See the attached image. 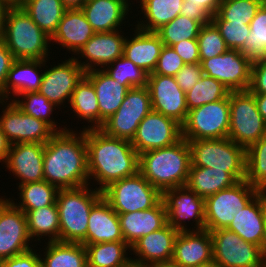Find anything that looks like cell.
Returning a JSON list of instances; mask_svg holds the SVG:
<instances>
[{"label":"cell","instance_id":"30","mask_svg":"<svg viewBox=\"0 0 266 267\" xmlns=\"http://www.w3.org/2000/svg\"><path fill=\"white\" fill-rule=\"evenodd\" d=\"M124 241L118 213L101 197L92 207L88 218L86 244Z\"/></svg>","mask_w":266,"mask_h":267},{"label":"cell","instance_id":"37","mask_svg":"<svg viewBox=\"0 0 266 267\" xmlns=\"http://www.w3.org/2000/svg\"><path fill=\"white\" fill-rule=\"evenodd\" d=\"M16 187L19 197L9 196L7 198L25 214L31 210L56 204L59 189L45 180L26 183Z\"/></svg>","mask_w":266,"mask_h":267},{"label":"cell","instance_id":"41","mask_svg":"<svg viewBox=\"0 0 266 267\" xmlns=\"http://www.w3.org/2000/svg\"><path fill=\"white\" fill-rule=\"evenodd\" d=\"M230 91L219 81L205 74L186 92L188 110L226 98Z\"/></svg>","mask_w":266,"mask_h":267},{"label":"cell","instance_id":"22","mask_svg":"<svg viewBox=\"0 0 266 267\" xmlns=\"http://www.w3.org/2000/svg\"><path fill=\"white\" fill-rule=\"evenodd\" d=\"M43 156L44 144L15 143L10 146L7 160L2 166L15 180L19 179L17 186L38 182L44 180Z\"/></svg>","mask_w":266,"mask_h":267},{"label":"cell","instance_id":"4","mask_svg":"<svg viewBox=\"0 0 266 267\" xmlns=\"http://www.w3.org/2000/svg\"><path fill=\"white\" fill-rule=\"evenodd\" d=\"M2 40L15 60H47L52 54L51 37L32 21L20 5L9 6Z\"/></svg>","mask_w":266,"mask_h":267},{"label":"cell","instance_id":"3","mask_svg":"<svg viewBox=\"0 0 266 267\" xmlns=\"http://www.w3.org/2000/svg\"><path fill=\"white\" fill-rule=\"evenodd\" d=\"M191 150L186 139L173 145L139 154V173L161 193L186 186Z\"/></svg>","mask_w":266,"mask_h":267},{"label":"cell","instance_id":"38","mask_svg":"<svg viewBox=\"0 0 266 267\" xmlns=\"http://www.w3.org/2000/svg\"><path fill=\"white\" fill-rule=\"evenodd\" d=\"M20 6L49 37L56 32L67 10L61 0H23Z\"/></svg>","mask_w":266,"mask_h":267},{"label":"cell","instance_id":"35","mask_svg":"<svg viewBox=\"0 0 266 267\" xmlns=\"http://www.w3.org/2000/svg\"><path fill=\"white\" fill-rule=\"evenodd\" d=\"M235 183L237 181L226 171L190 166L186 186L205 199L220 190L232 187Z\"/></svg>","mask_w":266,"mask_h":267},{"label":"cell","instance_id":"17","mask_svg":"<svg viewBox=\"0 0 266 267\" xmlns=\"http://www.w3.org/2000/svg\"><path fill=\"white\" fill-rule=\"evenodd\" d=\"M32 243L26 214L6 197L0 203V259L24 253L36 246Z\"/></svg>","mask_w":266,"mask_h":267},{"label":"cell","instance_id":"57","mask_svg":"<svg viewBox=\"0 0 266 267\" xmlns=\"http://www.w3.org/2000/svg\"><path fill=\"white\" fill-rule=\"evenodd\" d=\"M10 146H11V144L7 140L6 136L4 135V133L0 127V163H1V166L7 160Z\"/></svg>","mask_w":266,"mask_h":267},{"label":"cell","instance_id":"45","mask_svg":"<svg viewBox=\"0 0 266 267\" xmlns=\"http://www.w3.org/2000/svg\"><path fill=\"white\" fill-rule=\"evenodd\" d=\"M250 33L239 51L252 61L262 59L266 51V2L250 22Z\"/></svg>","mask_w":266,"mask_h":267},{"label":"cell","instance_id":"26","mask_svg":"<svg viewBox=\"0 0 266 267\" xmlns=\"http://www.w3.org/2000/svg\"><path fill=\"white\" fill-rule=\"evenodd\" d=\"M94 34L95 31L81 9L66 10L51 37V46L59 45L62 51L66 49L65 56L69 53L73 57Z\"/></svg>","mask_w":266,"mask_h":267},{"label":"cell","instance_id":"62","mask_svg":"<svg viewBox=\"0 0 266 267\" xmlns=\"http://www.w3.org/2000/svg\"><path fill=\"white\" fill-rule=\"evenodd\" d=\"M0 1L7 3L10 6L20 5L23 2V0H0Z\"/></svg>","mask_w":266,"mask_h":267},{"label":"cell","instance_id":"61","mask_svg":"<svg viewBox=\"0 0 266 267\" xmlns=\"http://www.w3.org/2000/svg\"><path fill=\"white\" fill-rule=\"evenodd\" d=\"M121 267H148V265L130 259L125 265Z\"/></svg>","mask_w":266,"mask_h":267},{"label":"cell","instance_id":"34","mask_svg":"<svg viewBox=\"0 0 266 267\" xmlns=\"http://www.w3.org/2000/svg\"><path fill=\"white\" fill-rule=\"evenodd\" d=\"M44 242L38 250L40 267H87V252L82 243Z\"/></svg>","mask_w":266,"mask_h":267},{"label":"cell","instance_id":"40","mask_svg":"<svg viewBox=\"0 0 266 267\" xmlns=\"http://www.w3.org/2000/svg\"><path fill=\"white\" fill-rule=\"evenodd\" d=\"M24 113L33 116L36 119L43 120L49 124L56 132H61L66 129H78L65 126V122L62 121L63 125L53 118V112L57 109L52 102H50L44 95L39 92H27L15 97L12 100ZM59 124V125H57ZM61 125V126H60ZM63 127V128H62ZM69 127V128H68Z\"/></svg>","mask_w":266,"mask_h":267},{"label":"cell","instance_id":"60","mask_svg":"<svg viewBox=\"0 0 266 267\" xmlns=\"http://www.w3.org/2000/svg\"><path fill=\"white\" fill-rule=\"evenodd\" d=\"M67 10L81 9L87 0H61Z\"/></svg>","mask_w":266,"mask_h":267},{"label":"cell","instance_id":"64","mask_svg":"<svg viewBox=\"0 0 266 267\" xmlns=\"http://www.w3.org/2000/svg\"><path fill=\"white\" fill-rule=\"evenodd\" d=\"M195 267H219V266L214 261H211L205 264L197 265Z\"/></svg>","mask_w":266,"mask_h":267},{"label":"cell","instance_id":"2","mask_svg":"<svg viewBox=\"0 0 266 267\" xmlns=\"http://www.w3.org/2000/svg\"><path fill=\"white\" fill-rule=\"evenodd\" d=\"M85 137L89 185H97L95 189L102 191L112 182L139 172V154L131 141L106 135L100 129L85 130Z\"/></svg>","mask_w":266,"mask_h":267},{"label":"cell","instance_id":"14","mask_svg":"<svg viewBox=\"0 0 266 267\" xmlns=\"http://www.w3.org/2000/svg\"><path fill=\"white\" fill-rule=\"evenodd\" d=\"M0 109V127L11 145L25 142L46 144L56 133L43 120L24 113L13 101L0 100Z\"/></svg>","mask_w":266,"mask_h":267},{"label":"cell","instance_id":"43","mask_svg":"<svg viewBox=\"0 0 266 267\" xmlns=\"http://www.w3.org/2000/svg\"><path fill=\"white\" fill-rule=\"evenodd\" d=\"M202 25L186 16L178 15L156 31L164 46L172 47L183 40L197 39Z\"/></svg>","mask_w":266,"mask_h":267},{"label":"cell","instance_id":"6","mask_svg":"<svg viewBox=\"0 0 266 267\" xmlns=\"http://www.w3.org/2000/svg\"><path fill=\"white\" fill-rule=\"evenodd\" d=\"M191 166L228 172L237 182L246 178V149L230 138L188 141Z\"/></svg>","mask_w":266,"mask_h":267},{"label":"cell","instance_id":"19","mask_svg":"<svg viewBox=\"0 0 266 267\" xmlns=\"http://www.w3.org/2000/svg\"><path fill=\"white\" fill-rule=\"evenodd\" d=\"M124 31L119 29L113 32L95 33L73 58L85 72L104 69L123 56L126 34L129 33Z\"/></svg>","mask_w":266,"mask_h":267},{"label":"cell","instance_id":"63","mask_svg":"<svg viewBox=\"0 0 266 267\" xmlns=\"http://www.w3.org/2000/svg\"><path fill=\"white\" fill-rule=\"evenodd\" d=\"M148 267H177L174 266L172 263H162V264H150Z\"/></svg>","mask_w":266,"mask_h":267},{"label":"cell","instance_id":"5","mask_svg":"<svg viewBox=\"0 0 266 267\" xmlns=\"http://www.w3.org/2000/svg\"><path fill=\"white\" fill-rule=\"evenodd\" d=\"M102 191L86 185L73 189H59L56 206L60 219V242L86 245L88 218Z\"/></svg>","mask_w":266,"mask_h":267},{"label":"cell","instance_id":"59","mask_svg":"<svg viewBox=\"0 0 266 267\" xmlns=\"http://www.w3.org/2000/svg\"><path fill=\"white\" fill-rule=\"evenodd\" d=\"M9 6L7 3L0 1V40L3 39L5 16Z\"/></svg>","mask_w":266,"mask_h":267},{"label":"cell","instance_id":"50","mask_svg":"<svg viewBox=\"0 0 266 267\" xmlns=\"http://www.w3.org/2000/svg\"><path fill=\"white\" fill-rule=\"evenodd\" d=\"M203 75L200 63L185 64L174 76L179 87L186 93L193 88Z\"/></svg>","mask_w":266,"mask_h":267},{"label":"cell","instance_id":"10","mask_svg":"<svg viewBox=\"0 0 266 267\" xmlns=\"http://www.w3.org/2000/svg\"><path fill=\"white\" fill-rule=\"evenodd\" d=\"M259 192L248 181L242 180L205 198V230L227 228L234 219L233 214L242 210Z\"/></svg>","mask_w":266,"mask_h":267},{"label":"cell","instance_id":"47","mask_svg":"<svg viewBox=\"0 0 266 267\" xmlns=\"http://www.w3.org/2000/svg\"><path fill=\"white\" fill-rule=\"evenodd\" d=\"M200 62L205 59L216 57L229 50L222 38L219 29L211 21L204 24L197 37Z\"/></svg>","mask_w":266,"mask_h":267},{"label":"cell","instance_id":"48","mask_svg":"<svg viewBox=\"0 0 266 267\" xmlns=\"http://www.w3.org/2000/svg\"><path fill=\"white\" fill-rule=\"evenodd\" d=\"M219 29L226 45L231 50H239L250 33V25L230 21H212Z\"/></svg>","mask_w":266,"mask_h":267},{"label":"cell","instance_id":"21","mask_svg":"<svg viewBox=\"0 0 266 267\" xmlns=\"http://www.w3.org/2000/svg\"><path fill=\"white\" fill-rule=\"evenodd\" d=\"M135 4L133 0H87L81 10L95 33L113 32L134 24L128 22L130 18L134 20Z\"/></svg>","mask_w":266,"mask_h":267},{"label":"cell","instance_id":"68","mask_svg":"<svg viewBox=\"0 0 266 267\" xmlns=\"http://www.w3.org/2000/svg\"><path fill=\"white\" fill-rule=\"evenodd\" d=\"M262 60L266 61V51H265V53L263 54Z\"/></svg>","mask_w":266,"mask_h":267},{"label":"cell","instance_id":"44","mask_svg":"<svg viewBox=\"0 0 266 267\" xmlns=\"http://www.w3.org/2000/svg\"><path fill=\"white\" fill-rule=\"evenodd\" d=\"M245 180L259 191L266 185V135L246 149Z\"/></svg>","mask_w":266,"mask_h":267},{"label":"cell","instance_id":"27","mask_svg":"<svg viewBox=\"0 0 266 267\" xmlns=\"http://www.w3.org/2000/svg\"><path fill=\"white\" fill-rule=\"evenodd\" d=\"M121 233L130 247L145 235L160 230L167 224V212L163 199L154 207L128 213H118Z\"/></svg>","mask_w":266,"mask_h":267},{"label":"cell","instance_id":"25","mask_svg":"<svg viewBox=\"0 0 266 267\" xmlns=\"http://www.w3.org/2000/svg\"><path fill=\"white\" fill-rule=\"evenodd\" d=\"M130 30L125 38L123 56L149 75L157 66L164 44L156 32L143 31L134 25Z\"/></svg>","mask_w":266,"mask_h":267},{"label":"cell","instance_id":"65","mask_svg":"<svg viewBox=\"0 0 266 267\" xmlns=\"http://www.w3.org/2000/svg\"><path fill=\"white\" fill-rule=\"evenodd\" d=\"M261 249H262L264 257H266V223H265V236H264L263 245Z\"/></svg>","mask_w":266,"mask_h":267},{"label":"cell","instance_id":"11","mask_svg":"<svg viewBox=\"0 0 266 267\" xmlns=\"http://www.w3.org/2000/svg\"><path fill=\"white\" fill-rule=\"evenodd\" d=\"M151 110L147 86L130 88L119 109L99 129L106 135L132 141L139 123Z\"/></svg>","mask_w":266,"mask_h":267},{"label":"cell","instance_id":"66","mask_svg":"<svg viewBox=\"0 0 266 267\" xmlns=\"http://www.w3.org/2000/svg\"><path fill=\"white\" fill-rule=\"evenodd\" d=\"M263 197L266 199V185L260 190Z\"/></svg>","mask_w":266,"mask_h":267},{"label":"cell","instance_id":"53","mask_svg":"<svg viewBox=\"0 0 266 267\" xmlns=\"http://www.w3.org/2000/svg\"><path fill=\"white\" fill-rule=\"evenodd\" d=\"M3 260V267H40V256L37 248Z\"/></svg>","mask_w":266,"mask_h":267},{"label":"cell","instance_id":"20","mask_svg":"<svg viewBox=\"0 0 266 267\" xmlns=\"http://www.w3.org/2000/svg\"><path fill=\"white\" fill-rule=\"evenodd\" d=\"M152 110L176 120L181 125L188 114L186 93L179 87L174 76L153 72L147 77Z\"/></svg>","mask_w":266,"mask_h":267},{"label":"cell","instance_id":"29","mask_svg":"<svg viewBox=\"0 0 266 267\" xmlns=\"http://www.w3.org/2000/svg\"><path fill=\"white\" fill-rule=\"evenodd\" d=\"M42 68L45 60H15L4 84L3 100L12 101L15 96L38 92L44 75Z\"/></svg>","mask_w":266,"mask_h":267},{"label":"cell","instance_id":"36","mask_svg":"<svg viewBox=\"0 0 266 267\" xmlns=\"http://www.w3.org/2000/svg\"><path fill=\"white\" fill-rule=\"evenodd\" d=\"M26 217L29 236L36 246L44 238L47 242L60 241V219L56 204L31 210Z\"/></svg>","mask_w":266,"mask_h":267},{"label":"cell","instance_id":"54","mask_svg":"<svg viewBox=\"0 0 266 267\" xmlns=\"http://www.w3.org/2000/svg\"><path fill=\"white\" fill-rule=\"evenodd\" d=\"M15 61L13 54L6 47L3 40H0V100H3V88L8 72Z\"/></svg>","mask_w":266,"mask_h":267},{"label":"cell","instance_id":"33","mask_svg":"<svg viewBox=\"0 0 266 267\" xmlns=\"http://www.w3.org/2000/svg\"><path fill=\"white\" fill-rule=\"evenodd\" d=\"M68 108H70V110ZM67 111H70L71 114L73 113V116L70 117L74 119L78 118V121L83 119L85 124L88 122L86 126L82 125L83 128L80 127V129L87 130L100 128V110L95 88L85 75L77 83L76 88L72 93Z\"/></svg>","mask_w":266,"mask_h":267},{"label":"cell","instance_id":"12","mask_svg":"<svg viewBox=\"0 0 266 267\" xmlns=\"http://www.w3.org/2000/svg\"><path fill=\"white\" fill-rule=\"evenodd\" d=\"M162 199L166 207L167 223L178 232L205 230L204 198L187 186H181L165 190Z\"/></svg>","mask_w":266,"mask_h":267},{"label":"cell","instance_id":"18","mask_svg":"<svg viewBox=\"0 0 266 267\" xmlns=\"http://www.w3.org/2000/svg\"><path fill=\"white\" fill-rule=\"evenodd\" d=\"M182 138V125L176 120L151 110L139 123L132 146L141 154L173 145Z\"/></svg>","mask_w":266,"mask_h":267},{"label":"cell","instance_id":"42","mask_svg":"<svg viewBox=\"0 0 266 267\" xmlns=\"http://www.w3.org/2000/svg\"><path fill=\"white\" fill-rule=\"evenodd\" d=\"M266 0H223L211 21L250 24Z\"/></svg>","mask_w":266,"mask_h":267},{"label":"cell","instance_id":"58","mask_svg":"<svg viewBox=\"0 0 266 267\" xmlns=\"http://www.w3.org/2000/svg\"><path fill=\"white\" fill-rule=\"evenodd\" d=\"M258 111L266 122V94L254 95Z\"/></svg>","mask_w":266,"mask_h":267},{"label":"cell","instance_id":"7","mask_svg":"<svg viewBox=\"0 0 266 267\" xmlns=\"http://www.w3.org/2000/svg\"><path fill=\"white\" fill-rule=\"evenodd\" d=\"M230 126L228 138L247 149L266 135V122L249 91H230Z\"/></svg>","mask_w":266,"mask_h":267},{"label":"cell","instance_id":"51","mask_svg":"<svg viewBox=\"0 0 266 267\" xmlns=\"http://www.w3.org/2000/svg\"><path fill=\"white\" fill-rule=\"evenodd\" d=\"M249 91L253 95L266 94V61L262 59L252 61Z\"/></svg>","mask_w":266,"mask_h":267},{"label":"cell","instance_id":"16","mask_svg":"<svg viewBox=\"0 0 266 267\" xmlns=\"http://www.w3.org/2000/svg\"><path fill=\"white\" fill-rule=\"evenodd\" d=\"M203 74L221 82L229 91H247L251 83L252 60L239 50L229 49L200 62Z\"/></svg>","mask_w":266,"mask_h":267},{"label":"cell","instance_id":"13","mask_svg":"<svg viewBox=\"0 0 266 267\" xmlns=\"http://www.w3.org/2000/svg\"><path fill=\"white\" fill-rule=\"evenodd\" d=\"M209 232L213 261L219 267H263L264 255L260 246L243 240L227 228Z\"/></svg>","mask_w":266,"mask_h":267},{"label":"cell","instance_id":"46","mask_svg":"<svg viewBox=\"0 0 266 267\" xmlns=\"http://www.w3.org/2000/svg\"><path fill=\"white\" fill-rule=\"evenodd\" d=\"M103 70L121 85H127L131 88L147 86L148 74L124 56H121Z\"/></svg>","mask_w":266,"mask_h":267},{"label":"cell","instance_id":"32","mask_svg":"<svg viewBox=\"0 0 266 267\" xmlns=\"http://www.w3.org/2000/svg\"><path fill=\"white\" fill-rule=\"evenodd\" d=\"M138 4L136 9L141 10H133L134 12L138 11L137 15H133V17H137L138 15L142 17L137 19V23L134 26L137 28L147 31V32H156L163 25L171 22L178 15H180L183 0H135ZM140 3V4H139ZM139 6V7H138ZM141 11V12H140ZM141 13V14H139ZM146 19V20H145Z\"/></svg>","mask_w":266,"mask_h":267},{"label":"cell","instance_id":"67","mask_svg":"<svg viewBox=\"0 0 266 267\" xmlns=\"http://www.w3.org/2000/svg\"><path fill=\"white\" fill-rule=\"evenodd\" d=\"M7 196L4 195V196H0V203L6 198Z\"/></svg>","mask_w":266,"mask_h":267},{"label":"cell","instance_id":"8","mask_svg":"<svg viewBox=\"0 0 266 267\" xmlns=\"http://www.w3.org/2000/svg\"><path fill=\"white\" fill-rule=\"evenodd\" d=\"M102 197L115 212L128 213L154 207L162 199V193L138 172L112 182L102 190Z\"/></svg>","mask_w":266,"mask_h":267},{"label":"cell","instance_id":"24","mask_svg":"<svg viewBox=\"0 0 266 267\" xmlns=\"http://www.w3.org/2000/svg\"><path fill=\"white\" fill-rule=\"evenodd\" d=\"M213 261L212 238L208 230L179 232L174 242L171 263L195 267Z\"/></svg>","mask_w":266,"mask_h":267},{"label":"cell","instance_id":"9","mask_svg":"<svg viewBox=\"0 0 266 267\" xmlns=\"http://www.w3.org/2000/svg\"><path fill=\"white\" fill-rule=\"evenodd\" d=\"M230 126L229 95L188 111L182 124V138L187 141L228 137Z\"/></svg>","mask_w":266,"mask_h":267},{"label":"cell","instance_id":"1","mask_svg":"<svg viewBox=\"0 0 266 267\" xmlns=\"http://www.w3.org/2000/svg\"><path fill=\"white\" fill-rule=\"evenodd\" d=\"M76 131L56 132L44 144V180L58 189L89 185L85 130Z\"/></svg>","mask_w":266,"mask_h":267},{"label":"cell","instance_id":"70","mask_svg":"<svg viewBox=\"0 0 266 267\" xmlns=\"http://www.w3.org/2000/svg\"><path fill=\"white\" fill-rule=\"evenodd\" d=\"M263 267H266V257H264Z\"/></svg>","mask_w":266,"mask_h":267},{"label":"cell","instance_id":"56","mask_svg":"<svg viewBox=\"0 0 266 267\" xmlns=\"http://www.w3.org/2000/svg\"><path fill=\"white\" fill-rule=\"evenodd\" d=\"M223 0H183L182 5H193L204 8L211 16H214Z\"/></svg>","mask_w":266,"mask_h":267},{"label":"cell","instance_id":"49","mask_svg":"<svg viewBox=\"0 0 266 267\" xmlns=\"http://www.w3.org/2000/svg\"><path fill=\"white\" fill-rule=\"evenodd\" d=\"M184 65V61L171 47L163 46L153 73L163 76H175Z\"/></svg>","mask_w":266,"mask_h":267},{"label":"cell","instance_id":"52","mask_svg":"<svg viewBox=\"0 0 266 267\" xmlns=\"http://www.w3.org/2000/svg\"><path fill=\"white\" fill-rule=\"evenodd\" d=\"M184 61L185 64L200 63L197 39L183 40L171 47Z\"/></svg>","mask_w":266,"mask_h":267},{"label":"cell","instance_id":"39","mask_svg":"<svg viewBox=\"0 0 266 267\" xmlns=\"http://www.w3.org/2000/svg\"><path fill=\"white\" fill-rule=\"evenodd\" d=\"M84 246L87 252V267H121L131 259V248L124 241Z\"/></svg>","mask_w":266,"mask_h":267},{"label":"cell","instance_id":"69","mask_svg":"<svg viewBox=\"0 0 266 267\" xmlns=\"http://www.w3.org/2000/svg\"><path fill=\"white\" fill-rule=\"evenodd\" d=\"M0 267H3V259H0Z\"/></svg>","mask_w":266,"mask_h":267},{"label":"cell","instance_id":"31","mask_svg":"<svg viewBox=\"0 0 266 267\" xmlns=\"http://www.w3.org/2000/svg\"><path fill=\"white\" fill-rule=\"evenodd\" d=\"M85 76L95 88L100 110V127L112 116L122 104L124 97L131 88L121 85L112 79L103 69L89 70Z\"/></svg>","mask_w":266,"mask_h":267},{"label":"cell","instance_id":"55","mask_svg":"<svg viewBox=\"0 0 266 267\" xmlns=\"http://www.w3.org/2000/svg\"><path fill=\"white\" fill-rule=\"evenodd\" d=\"M180 15L198 21L202 26L212 20V16L204 8L193 5H182Z\"/></svg>","mask_w":266,"mask_h":267},{"label":"cell","instance_id":"23","mask_svg":"<svg viewBox=\"0 0 266 267\" xmlns=\"http://www.w3.org/2000/svg\"><path fill=\"white\" fill-rule=\"evenodd\" d=\"M178 233L167 223L160 230L143 236L130 247L131 259L147 265L171 263Z\"/></svg>","mask_w":266,"mask_h":267},{"label":"cell","instance_id":"15","mask_svg":"<svg viewBox=\"0 0 266 267\" xmlns=\"http://www.w3.org/2000/svg\"><path fill=\"white\" fill-rule=\"evenodd\" d=\"M49 61L50 59L45 60L44 75L38 92L58 107L62 113V109L68 107L72 93L85 75V71L72 56L68 59L65 57L61 63L57 62V65L55 62L51 65ZM46 62L50 64V67Z\"/></svg>","mask_w":266,"mask_h":267},{"label":"cell","instance_id":"28","mask_svg":"<svg viewBox=\"0 0 266 267\" xmlns=\"http://www.w3.org/2000/svg\"><path fill=\"white\" fill-rule=\"evenodd\" d=\"M233 216L234 219L227 229L238 234L243 240L262 248L265 236L266 199L261 192Z\"/></svg>","mask_w":266,"mask_h":267}]
</instances>
